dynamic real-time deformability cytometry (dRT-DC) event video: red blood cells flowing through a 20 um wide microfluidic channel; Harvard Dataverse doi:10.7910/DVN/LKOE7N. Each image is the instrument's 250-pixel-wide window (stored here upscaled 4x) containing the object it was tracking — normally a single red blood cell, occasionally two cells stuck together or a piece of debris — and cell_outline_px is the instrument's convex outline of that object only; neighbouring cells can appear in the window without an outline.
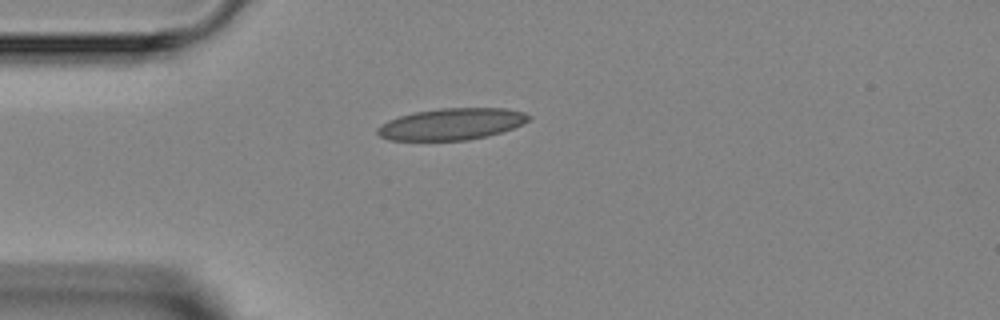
{"species": "Egyptian fruit bat (a non-hibernating species)", "species_latin": "Rousettus aegyptiacus", "temperature_condition": "room temperature", "stored_images_in_passage": 3, "camera_frame_rate_fps": 3000, "um_per_image_px": 0.085, "animal": {"sex": "female"}, "frame": {"image": 1, "passage_image": 1, "time_ms": 0.0, "image_size_px": [1000, 320], "cell_outline_px": [[532, 116], [524, 124], [488, 136], [468, 140], [388, 140], [380, 136], [376, 132], [376, 128], [380, 124], [388, 120], [412, 112], [440, 108], [508, 108], [524, 112]], "centroid_in_image_um": [38.38, 10.54], "position_along_channel_um": 46.6, "area_um2": 28.03}}
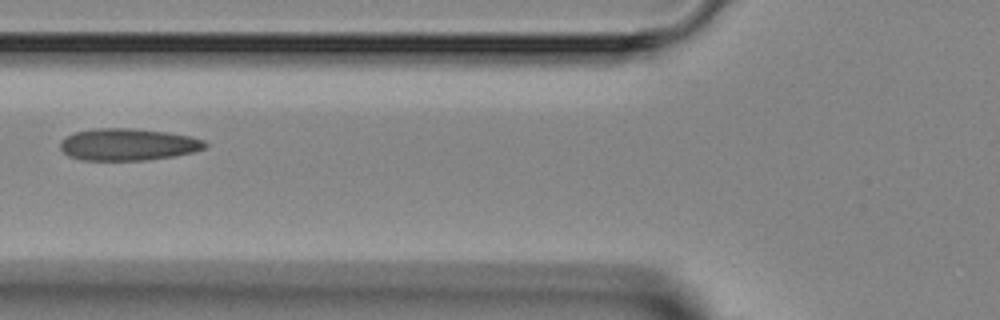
{"frame": {"image": 2, "passage_image": 3, "time_ms": 2.0, "image_size_px": [1000, 320], "cell_outline_px": [[208, 144], [204, 148], [192, 152], [172, 156], [144, 160], [80, 160], [68, 156], [60, 148], [60, 140], [76, 132], [92, 128], [132, 128], [168, 132], [192, 136], [204, 140]], "centroid_in_image_um": [10.87, 12.27], "position_along_channel_um": 114.9, "area_um2": 27.05}}